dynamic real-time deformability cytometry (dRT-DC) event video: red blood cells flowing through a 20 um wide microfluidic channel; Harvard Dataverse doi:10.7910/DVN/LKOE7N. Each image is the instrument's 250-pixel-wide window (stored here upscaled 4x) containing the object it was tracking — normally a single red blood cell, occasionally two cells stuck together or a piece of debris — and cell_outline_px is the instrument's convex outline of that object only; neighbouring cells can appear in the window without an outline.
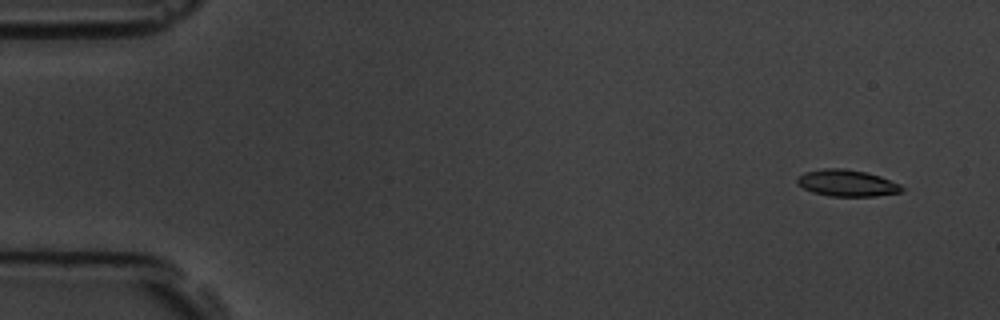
{"species": "common noctule bat (a hibernating species)", "species_latin": "Nyctalus noctula", "temperature_condition": "room temperature", "stored_images_in_passage": 6, "camera_frame_rate_fps": 3000, "um_per_image_px": 0.085, "animal": {"sex": "male", "body_mass_g": 19.5, "forearm_length_mm": 54.6}, "frame": {"image": 1, "passage_image": 2, "time_ms": 1.0, "image_size_px": [1000, 320], "cell_outline_px": [[904, 188], [900, 192], [876, 196], [828, 196], [812, 192], [796, 184], [796, 176], [804, 172], [824, 168], [844, 168], [864, 172], [880, 176], [900, 184]], "centroid_in_image_um": [71.94, 15.56], "position_along_channel_um": 13.1, "area_um2": 16.3}}
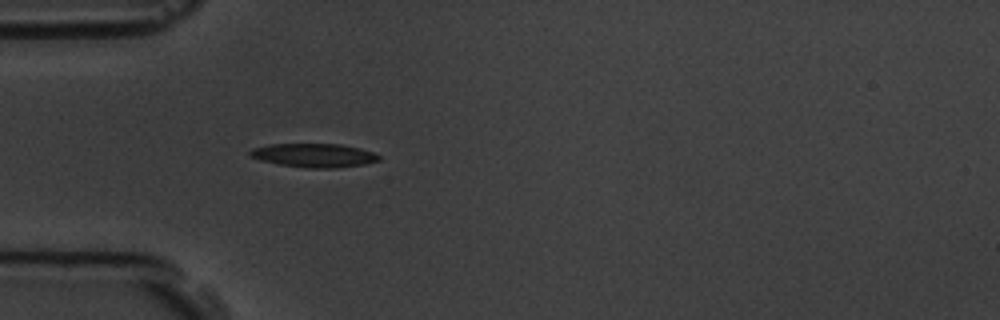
{"frame": {"image": 2, "passage_image": 6, "time_ms": 5.333, "image_size_px": [1000, 320], "cell_outline_px": [[380, 160], [364, 164], [332, 168], [308, 168], [280, 164], [260, 160], [248, 156], [248, 152], [252, 148], [268, 144], [340, 144], [360, 148], [372, 152], [380, 156]], "centroid_in_image_um": [26.65, 13.2], "position_along_channel_um": 58.3, "area_um2": 17.8}}